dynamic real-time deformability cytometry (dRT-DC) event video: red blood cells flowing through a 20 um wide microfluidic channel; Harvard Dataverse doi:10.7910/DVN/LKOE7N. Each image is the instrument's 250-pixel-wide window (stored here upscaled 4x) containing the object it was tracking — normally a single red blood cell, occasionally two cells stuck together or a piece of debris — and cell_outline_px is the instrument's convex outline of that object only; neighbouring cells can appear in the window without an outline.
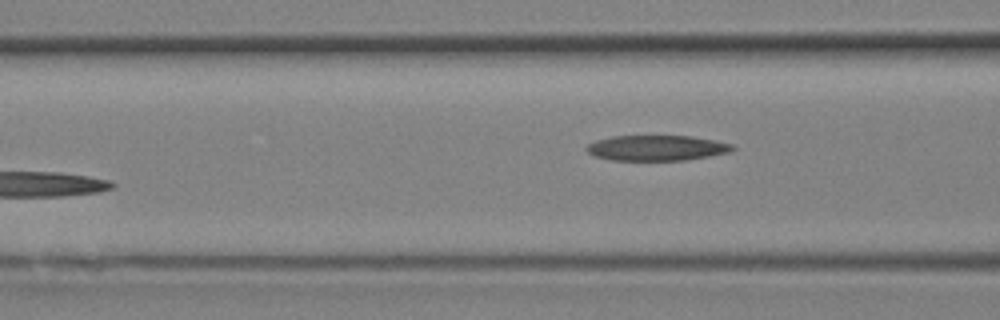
{"species": "Egyptian fruit bat (a non-hibernating species)", "species_latin": "Rousettus aegyptiacus", "temperature_condition": "room temperature", "stored_images_in_passage": 10, "segment_of_instrument_passage": [2, 2], "camera_frame_rate_fps": 3000, "um_per_image_px": 0.085, "animal": {"sex": "female"}, "frame": {"image": 1, "passage_image": 10, "time_ms": 3.0, "image_size_px": [1000, 320], "cell_outline_px": [[736, 148], [732, 152], [684, 160], [608, 160], [596, 156], [588, 152], [584, 148], [588, 144], [596, 140], [612, 136], [692, 136], [716, 140], [732, 144]], "centroid_in_image_um": [55.83, 12.57], "position_along_channel_um": 110.8, "area_um2": 21.68}}